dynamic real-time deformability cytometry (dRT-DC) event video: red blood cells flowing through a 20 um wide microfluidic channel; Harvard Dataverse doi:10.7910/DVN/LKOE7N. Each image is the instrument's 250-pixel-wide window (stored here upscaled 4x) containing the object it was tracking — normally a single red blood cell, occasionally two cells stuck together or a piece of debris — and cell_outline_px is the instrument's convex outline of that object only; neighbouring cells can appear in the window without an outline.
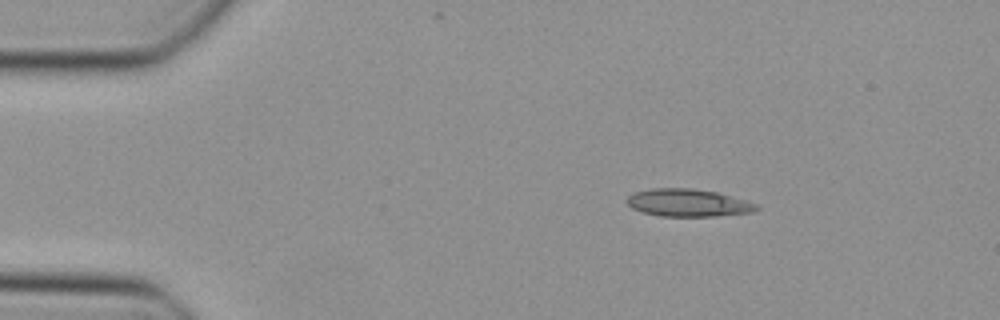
{"species": "Egyptian fruit bat (a non-hibernating species)", "species_latin": "Rousettus aegyptiacus", "temperature_condition": "cold", "stored_images_in_passage": 41, "camera_frame_rate_fps": 3000, "um_per_image_px": 0.085, "animal": {"sex": "female"}, "frame": {"image": 1, "passage_image": 1, "time_ms": 0.0, "image_size_px": [1000, 320], "cell_outline_px": [[760, 208], [752, 212], [716, 216], [660, 216], [640, 212], [632, 208], [628, 204], [628, 196], [636, 192], [652, 188], [688, 188], [716, 192], [748, 200], [760, 204]], "centroid_in_image_um": [58.53, 17.24], "position_along_channel_um": 26.5, "area_um2": 20.87}}
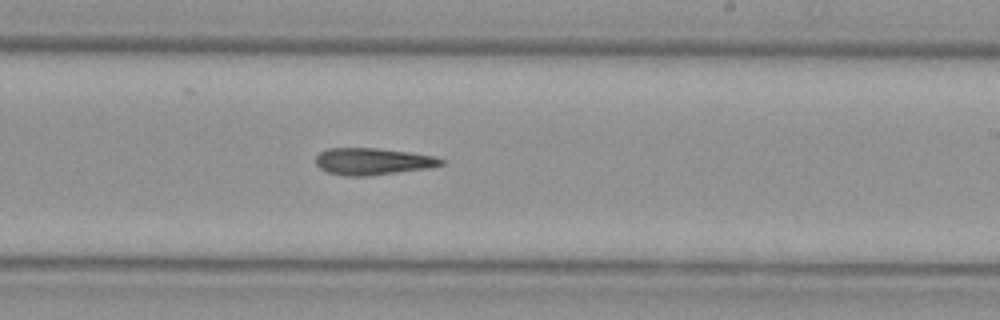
{"frame": {"image": 2, "passage_image": 22, "time_ms": 7.0, "image_size_px": [1000, 320], "cell_outline_px": [[444, 164], [428, 168], [364, 176], [344, 176], [328, 172], [320, 168], [316, 164], [316, 156], [320, 152], [328, 148], [376, 148], [408, 152], [436, 156], [444, 160]], "centroid_in_image_um": [31.67, 13.71], "position_along_channel_um": 257.3, "area_um2": 19.48}}
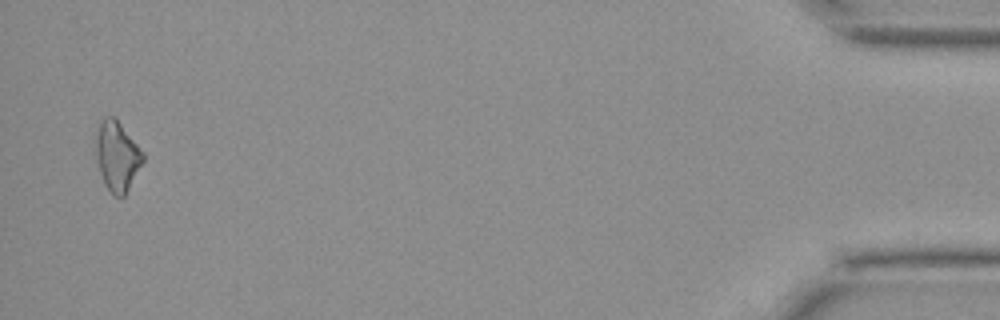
{"frame": {"image": 3, "passage_image": 40, "time_ms": 13.0, "image_size_px": [1000, 320], "cell_outline_px": [[144, 160], [124, 196], [116, 196], [104, 184], [100, 172], [96, 152], [96, 136], [100, 120], [104, 116], [112, 116], [120, 124], [144, 152]], "centroid_in_image_um": [9.96, 13.25], "position_along_channel_um": 425.2, "area_um2": 18.67}}